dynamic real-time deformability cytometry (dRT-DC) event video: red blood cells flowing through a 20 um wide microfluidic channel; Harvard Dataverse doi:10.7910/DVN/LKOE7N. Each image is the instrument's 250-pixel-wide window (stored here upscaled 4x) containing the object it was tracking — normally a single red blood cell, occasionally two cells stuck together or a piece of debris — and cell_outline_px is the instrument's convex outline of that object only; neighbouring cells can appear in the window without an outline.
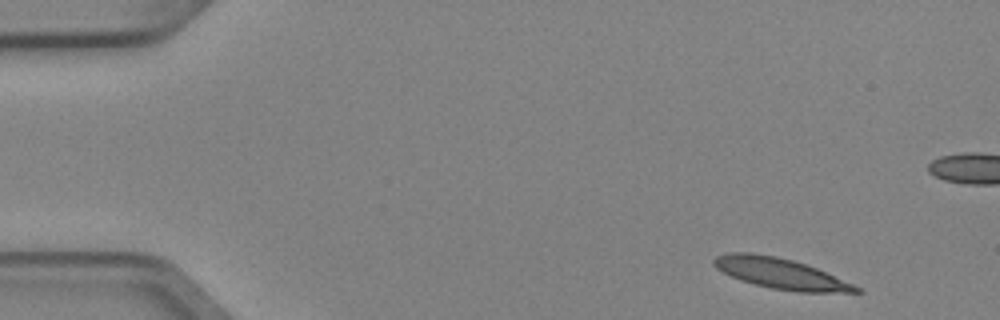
{"species": "Egyptian fruit bat (a non-hibernating species)", "species_latin": "Rousettus aegyptiacus", "temperature_condition": "cold", "stored_images_in_passage": 5, "camera_frame_rate_fps": 3000, "um_per_image_px": 0.085, "animal": {"sex": "female"}, "frame": {"image": 1, "passage_image": 5, "time_ms": 1.333, "image_size_px": [1000, 320], "cell_outline_px": [[864, 292], [800, 292], [772, 288], [740, 280], [716, 268], [712, 264], [712, 260], [716, 256], [728, 252], [752, 252], [776, 256], [808, 264], [852, 284], [860, 288]], "centroid_in_image_um": [66.31, 23.23], "position_along_channel_um": 18.7, "area_um2": 25.2}}